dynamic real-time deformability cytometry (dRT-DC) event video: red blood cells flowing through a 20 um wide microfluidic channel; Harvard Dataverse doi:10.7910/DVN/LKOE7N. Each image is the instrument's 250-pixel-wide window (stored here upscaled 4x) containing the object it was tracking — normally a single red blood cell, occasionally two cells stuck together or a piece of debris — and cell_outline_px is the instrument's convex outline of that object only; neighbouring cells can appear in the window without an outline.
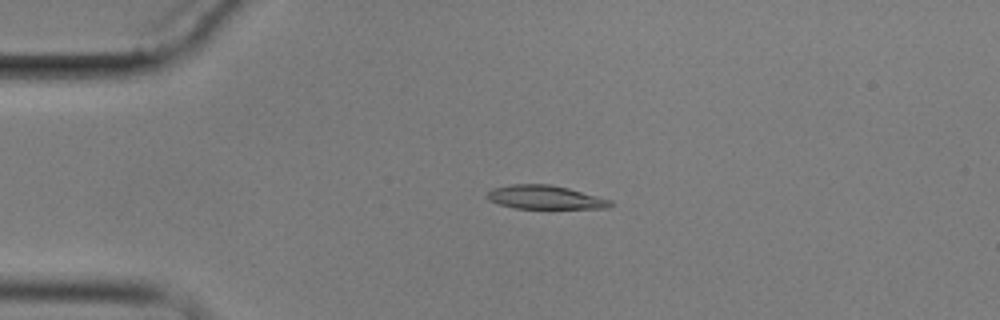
{"species": "common noctule bat (a hibernating species)", "species_latin": "Nyctalus noctula", "temperature_condition": "cold", "stored_images_in_passage": 4, "camera_frame_rate_fps": 3000, "um_per_image_px": 0.085, "animal": {"sex": "male", "body_mass_g": 17.9}, "frame": {"image": 1, "passage_image": 3, "time_ms": 2.333, "image_size_px": [1000, 320], "cell_outline_px": [[616, 204], [608, 208], [516, 208], [500, 204], [488, 200], [484, 196], [492, 188], [512, 184], [548, 184], [568, 188], [612, 200]], "centroid_in_image_um": [46.34, 16.77], "position_along_channel_um": 38.7, "area_um2": 16.99}}